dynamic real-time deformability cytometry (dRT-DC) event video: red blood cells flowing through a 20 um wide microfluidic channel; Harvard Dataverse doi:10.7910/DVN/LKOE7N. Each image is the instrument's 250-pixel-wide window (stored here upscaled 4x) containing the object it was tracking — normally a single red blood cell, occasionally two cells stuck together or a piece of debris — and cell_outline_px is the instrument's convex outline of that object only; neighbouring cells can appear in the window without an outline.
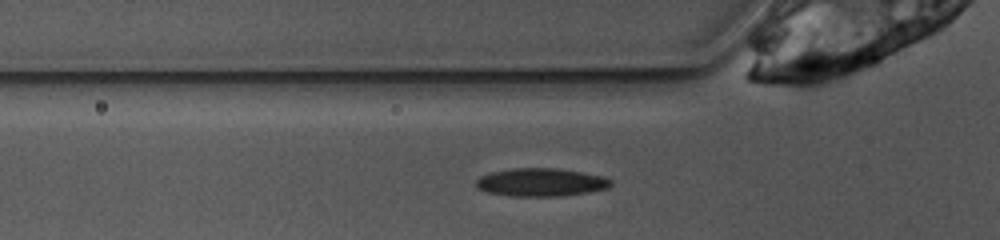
{"species": "common noctule bat (a hibernating species)", "species_latin": "Nyctalus noctula", "temperature_condition": "warm", "stored_images_in_passage": 26, "camera_frame_rate_fps": 3000, "um_per_image_px": 0.085, "animal": {"sex": "female", "body_mass_g": 10.0, "forearm_length_mm": 53.1}, "frame": {"image": 1, "passage_image": 2, "time_ms": 0.333, "image_size_px": [1000, 240], "cell_outline_px": [[612, 184], [608, 188], [588, 192], [560, 196], [512, 196], [488, 192], [480, 188], [476, 184], [476, 180], [480, 176], [492, 172], [512, 168], [560, 168], [604, 176], [612, 180]], "centroid_in_image_um": [46.02, 15.48], "position_along_channel_um": 79.8, "area_um2": 22.02}}
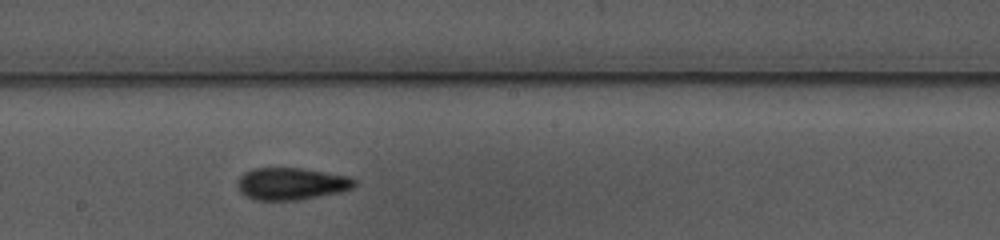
{"frame": {"image": 2, "passage_image": 13, "time_ms": 4.0, "image_size_px": [1000, 240], "cell_outline_px": [[356, 184], [352, 188], [340, 192], [320, 196], [296, 200], [256, 200], [244, 196], [240, 192], [240, 176], [244, 172], [252, 168], [300, 168], [348, 176], [356, 180]], "centroid_in_image_um": [24.77, 15.62], "position_along_channel_um": 223.4, "area_um2": 21.73}}
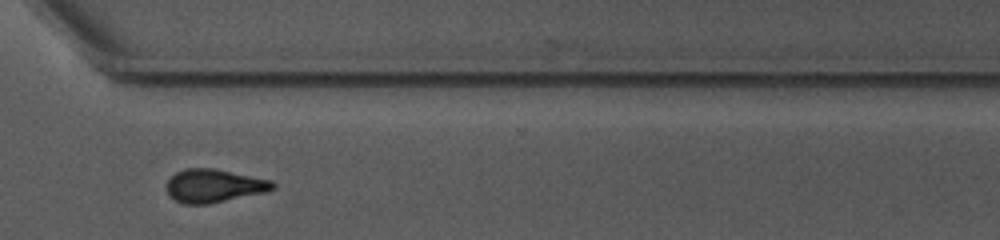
{"frame": {"image": 3, "passage_image": 23, "time_ms": 7.333, "image_size_px": [1000, 240], "cell_outline_px": [[276, 188], [264, 192], [208, 204], [184, 204], [168, 196], [168, 180], [176, 172], [184, 168], [212, 168], [272, 180], [276, 184]], "centroid_in_image_um": [18.19, 15.79], "position_along_channel_um": 352.4, "area_um2": 20.4}}